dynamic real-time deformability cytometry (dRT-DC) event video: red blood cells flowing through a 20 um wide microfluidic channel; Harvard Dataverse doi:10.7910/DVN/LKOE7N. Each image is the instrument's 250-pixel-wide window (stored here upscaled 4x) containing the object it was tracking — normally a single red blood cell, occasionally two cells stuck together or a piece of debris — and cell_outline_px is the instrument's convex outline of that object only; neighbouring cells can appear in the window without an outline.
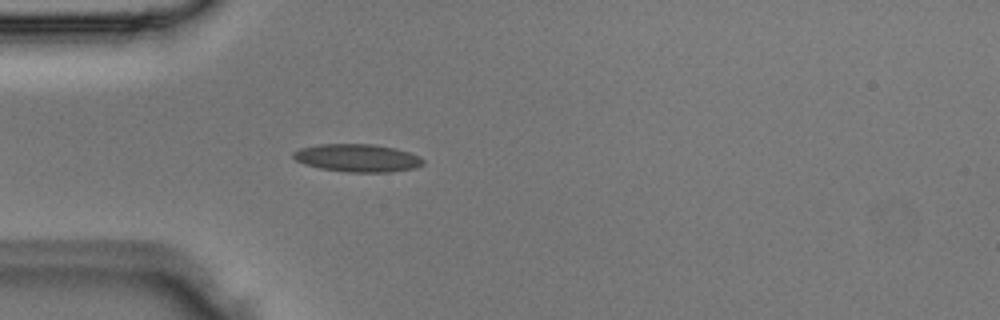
{"species": "Egyptian fruit bat (a non-hibernating species)", "species_latin": "Rousettus aegyptiacus", "temperature_condition": "room temperature", "stored_images_in_passage": 1, "camera_frame_rate_fps": 3000, "um_per_image_px": 0.085, "animal": {"sex": "male"}, "frame": {"image": 1, "passage_image": 1, "time_ms": 0.0, "image_size_px": [1000, 320], "cell_outline_px": [[424, 164], [416, 168], [388, 172], [348, 172], [320, 168], [304, 164], [296, 160], [292, 156], [292, 152], [300, 148], [316, 144], [372, 144], [396, 148], [420, 156], [424, 160]], "centroid_in_image_um": [30.38, 13.42], "position_along_channel_um": 54.6, "area_um2": 21.15}}